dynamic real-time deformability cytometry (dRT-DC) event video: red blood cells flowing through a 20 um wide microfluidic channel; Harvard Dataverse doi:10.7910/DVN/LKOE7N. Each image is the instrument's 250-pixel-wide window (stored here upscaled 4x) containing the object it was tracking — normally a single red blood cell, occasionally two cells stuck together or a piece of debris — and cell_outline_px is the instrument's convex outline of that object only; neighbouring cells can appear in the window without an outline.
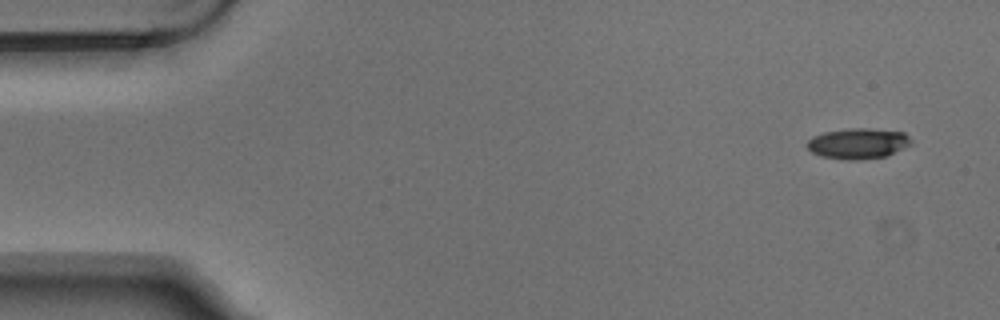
{"species": "Egyptian fruit bat (a non-hibernating species)", "species_latin": "Rousettus aegyptiacus", "temperature_condition": "warm", "stored_images_in_passage": 6, "camera_frame_rate_fps": 3000, "um_per_image_px": 0.085, "animal": {"sex": "male"}, "frame": {"image": 1, "passage_image": 1, "time_ms": 0.0, "image_size_px": [1000, 320], "cell_outline_px": [[912, 144], [888, 156], [856, 160], [844, 160], [820, 156], [812, 152], [808, 148], [808, 140], [812, 136], [824, 132], [848, 128], [868, 128], [904, 132], [912, 140]], "centroid_in_image_um": [72.95, 12.2], "position_along_channel_um": 12.1, "area_um2": 18.73}}
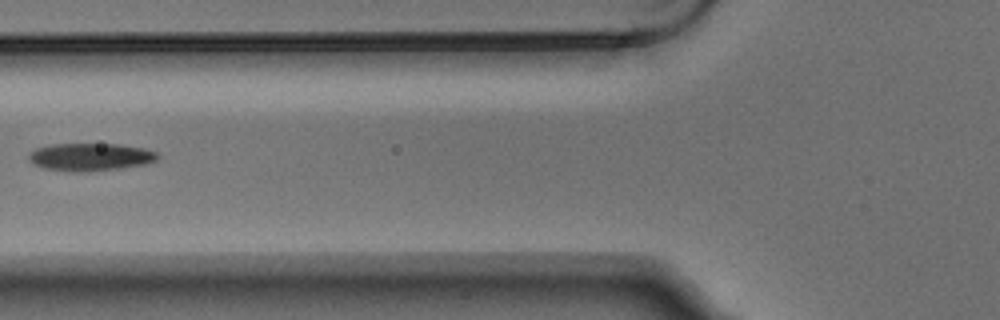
{"frame": {"image": 2, "passage_image": 5, "time_ms": 1.333, "image_size_px": [1000, 320], "cell_outline_px": [[160, 156], [156, 160], [144, 164], [120, 168], [80, 172], [76, 172], [44, 168], [32, 164], [28, 160], [28, 156], [36, 148], [48, 144], [120, 144], [144, 148], [156, 152]], "centroid_in_image_um": [7.66, 13.33], "position_along_channel_um": 118.1, "area_um2": 20.75}}
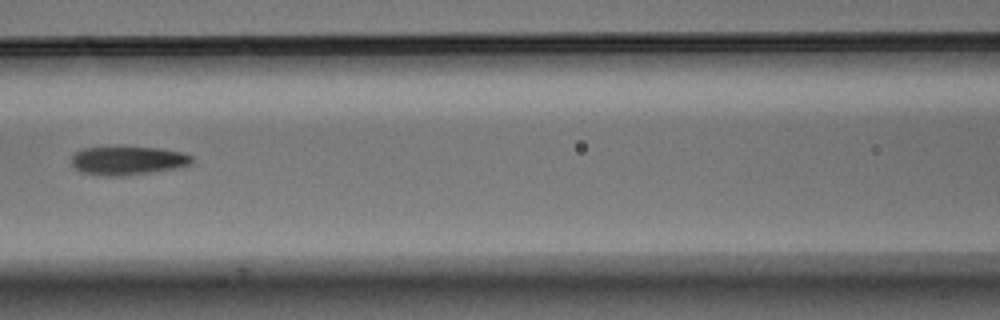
{"frame": {"image": 3, "passage_image": 6, "time_ms": 1.667, "image_size_px": [1000, 320], "cell_outline_px": [[192, 164], [176, 168], [124, 176], [104, 176], [80, 172], [72, 164], [72, 156], [76, 152], [84, 148], [124, 144], [160, 148], [184, 152], [192, 156]], "centroid_in_image_um": [10.86, 13.6], "position_along_channel_um": 155.7, "area_um2": 20.92}}